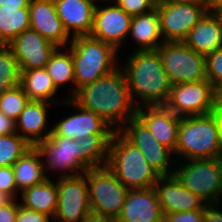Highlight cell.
I'll list each match as a JSON object with an SVG mask.
<instances>
[{"label": "cell", "instance_id": "cell-1", "mask_svg": "<svg viewBox=\"0 0 222 222\" xmlns=\"http://www.w3.org/2000/svg\"><path fill=\"white\" fill-rule=\"evenodd\" d=\"M71 99L81 108L98 114L115 131L135 118L138 109L120 66L79 88Z\"/></svg>", "mask_w": 222, "mask_h": 222}, {"label": "cell", "instance_id": "cell-2", "mask_svg": "<svg viewBox=\"0 0 222 222\" xmlns=\"http://www.w3.org/2000/svg\"><path fill=\"white\" fill-rule=\"evenodd\" d=\"M122 62L127 86L134 103L140 106L164 105L171 83L157 50L132 51Z\"/></svg>", "mask_w": 222, "mask_h": 222}, {"label": "cell", "instance_id": "cell-3", "mask_svg": "<svg viewBox=\"0 0 222 222\" xmlns=\"http://www.w3.org/2000/svg\"><path fill=\"white\" fill-rule=\"evenodd\" d=\"M68 47L73 57L76 92L120 66L118 50L90 35L72 38Z\"/></svg>", "mask_w": 222, "mask_h": 222}, {"label": "cell", "instance_id": "cell-4", "mask_svg": "<svg viewBox=\"0 0 222 222\" xmlns=\"http://www.w3.org/2000/svg\"><path fill=\"white\" fill-rule=\"evenodd\" d=\"M107 166L128 189L154 187L160 176L142 152L119 131H115L110 140Z\"/></svg>", "mask_w": 222, "mask_h": 222}, {"label": "cell", "instance_id": "cell-5", "mask_svg": "<svg viewBox=\"0 0 222 222\" xmlns=\"http://www.w3.org/2000/svg\"><path fill=\"white\" fill-rule=\"evenodd\" d=\"M174 156L176 160L222 157L220 135L210 113L181 117Z\"/></svg>", "mask_w": 222, "mask_h": 222}, {"label": "cell", "instance_id": "cell-6", "mask_svg": "<svg viewBox=\"0 0 222 222\" xmlns=\"http://www.w3.org/2000/svg\"><path fill=\"white\" fill-rule=\"evenodd\" d=\"M174 175L207 204L221 203L222 157L176 160Z\"/></svg>", "mask_w": 222, "mask_h": 222}, {"label": "cell", "instance_id": "cell-7", "mask_svg": "<svg viewBox=\"0 0 222 222\" xmlns=\"http://www.w3.org/2000/svg\"><path fill=\"white\" fill-rule=\"evenodd\" d=\"M86 178L91 212L118 219L129 189L107 165L88 169Z\"/></svg>", "mask_w": 222, "mask_h": 222}, {"label": "cell", "instance_id": "cell-8", "mask_svg": "<svg viewBox=\"0 0 222 222\" xmlns=\"http://www.w3.org/2000/svg\"><path fill=\"white\" fill-rule=\"evenodd\" d=\"M172 85L206 79L205 56L184 42H163L156 49Z\"/></svg>", "mask_w": 222, "mask_h": 222}, {"label": "cell", "instance_id": "cell-9", "mask_svg": "<svg viewBox=\"0 0 222 222\" xmlns=\"http://www.w3.org/2000/svg\"><path fill=\"white\" fill-rule=\"evenodd\" d=\"M37 149L42 154L44 175L51 179L47 172H59V178L84 174L88 168L82 163V148L75 139L62 135H50ZM46 159V160H45ZM62 171V172H61Z\"/></svg>", "mask_w": 222, "mask_h": 222}, {"label": "cell", "instance_id": "cell-10", "mask_svg": "<svg viewBox=\"0 0 222 222\" xmlns=\"http://www.w3.org/2000/svg\"><path fill=\"white\" fill-rule=\"evenodd\" d=\"M156 8L164 41L183 42L208 11V3L157 2Z\"/></svg>", "mask_w": 222, "mask_h": 222}, {"label": "cell", "instance_id": "cell-11", "mask_svg": "<svg viewBox=\"0 0 222 222\" xmlns=\"http://www.w3.org/2000/svg\"><path fill=\"white\" fill-rule=\"evenodd\" d=\"M217 99V90L207 80L171 85L164 106L179 117L209 114Z\"/></svg>", "mask_w": 222, "mask_h": 222}, {"label": "cell", "instance_id": "cell-12", "mask_svg": "<svg viewBox=\"0 0 222 222\" xmlns=\"http://www.w3.org/2000/svg\"><path fill=\"white\" fill-rule=\"evenodd\" d=\"M118 131L142 152L146 161L160 176L174 174V153L159 143L137 117L126 122Z\"/></svg>", "mask_w": 222, "mask_h": 222}, {"label": "cell", "instance_id": "cell-13", "mask_svg": "<svg viewBox=\"0 0 222 222\" xmlns=\"http://www.w3.org/2000/svg\"><path fill=\"white\" fill-rule=\"evenodd\" d=\"M54 222H82L91 213L86 172L59 178Z\"/></svg>", "mask_w": 222, "mask_h": 222}, {"label": "cell", "instance_id": "cell-14", "mask_svg": "<svg viewBox=\"0 0 222 222\" xmlns=\"http://www.w3.org/2000/svg\"><path fill=\"white\" fill-rule=\"evenodd\" d=\"M132 16L125 13L116 3L97 5L94 11L90 36L102 40L118 51L128 39Z\"/></svg>", "mask_w": 222, "mask_h": 222}, {"label": "cell", "instance_id": "cell-15", "mask_svg": "<svg viewBox=\"0 0 222 222\" xmlns=\"http://www.w3.org/2000/svg\"><path fill=\"white\" fill-rule=\"evenodd\" d=\"M61 103L65 104L66 107H74L77 112L64 116V119L54 123L50 135L83 139L90 134H113L115 132L98 114L81 108L71 98H67Z\"/></svg>", "mask_w": 222, "mask_h": 222}, {"label": "cell", "instance_id": "cell-16", "mask_svg": "<svg viewBox=\"0 0 222 222\" xmlns=\"http://www.w3.org/2000/svg\"><path fill=\"white\" fill-rule=\"evenodd\" d=\"M8 47L12 50L20 70L45 68L58 48L32 29L22 32Z\"/></svg>", "mask_w": 222, "mask_h": 222}, {"label": "cell", "instance_id": "cell-17", "mask_svg": "<svg viewBox=\"0 0 222 222\" xmlns=\"http://www.w3.org/2000/svg\"><path fill=\"white\" fill-rule=\"evenodd\" d=\"M154 189L163 214L204 210V206L207 204L184 187L174 174L159 176L154 184Z\"/></svg>", "mask_w": 222, "mask_h": 222}, {"label": "cell", "instance_id": "cell-18", "mask_svg": "<svg viewBox=\"0 0 222 222\" xmlns=\"http://www.w3.org/2000/svg\"><path fill=\"white\" fill-rule=\"evenodd\" d=\"M28 9L30 29L57 47L65 48L70 44L72 37L64 29L53 0H30Z\"/></svg>", "mask_w": 222, "mask_h": 222}, {"label": "cell", "instance_id": "cell-19", "mask_svg": "<svg viewBox=\"0 0 222 222\" xmlns=\"http://www.w3.org/2000/svg\"><path fill=\"white\" fill-rule=\"evenodd\" d=\"M136 117L163 146L175 153L181 117L164 105L140 106Z\"/></svg>", "mask_w": 222, "mask_h": 222}, {"label": "cell", "instance_id": "cell-20", "mask_svg": "<svg viewBox=\"0 0 222 222\" xmlns=\"http://www.w3.org/2000/svg\"><path fill=\"white\" fill-rule=\"evenodd\" d=\"M162 216L154 187L129 189L117 222H162Z\"/></svg>", "mask_w": 222, "mask_h": 222}, {"label": "cell", "instance_id": "cell-21", "mask_svg": "<svg viewBox=\"0 0 222 222\" xmlns=\"http://www.w3.org/2000/svg\"><path fill=\"white\" fill-rule=\"evenodd\" d=\"M52 103L30 100L25 109L15 121L16 133L25 139L32 147L42 143L52 132L49 128L48 108ZM49 128V129H48Z\"/></svg>", "mask_w": 222, "mask_h": 222}, {"label": "cell", "instance_id": "cell-22", "mask_svg": "<svg viewBox=\"0 0 222 222\" xmlns=\"http://www.w3.org/2000/svg\"><path fill=\"white\" fill-rule=\"evenodd\" d=\"M64 29L72 38L90 35L95 6L87 0H53ZM72 33V34H71Z\"/></svg>", "mask_w": 222, "mask_h": 222}, {"label": "cell", "instance_id": "cell-23", "mask_svg": "<svg viewBox=\"0 0 222 222\" xmlns=\"http://www.w3.org/2000/svg\"><path fill=\"white\" fill-rule=\"evenodd\" d=\"M196 53L207 56L222 47V22L217 13L207 11L183 41Z\"/></svg>", "mask_w": 222, "mask_h": 222}, {"label": "cell", "instance_id": "cell-24", "mask_svg": "<svg viewBox=\"0 0 222 222\" xmlns=\"http://www.w3.org/2000/svg\"><path fill=\"white\" fill-rule=\"evenodd\" d=\"M128 37L135 41V51L156 50L164 41L157 8L132 17Z\"/></svg>", "mask_w": 222, "mask_h": 222}, {"label": "cell", "instance_id": "cell-25", "mask_svg": "<svg viewBox=\"0 0 222 222\" xmlns=\"http://www.w3.org/2000/svg\"><path fill=\"white\" fill-rule=\"evenodd\" d=\"M20 205L46 214L54 219L57 210V181L46 179L43 183L24 189L21 193Z\"/></svg>", "mask_w": 222, "mask_h": 222}, {"label": "cell", "instance_id": "cell-26", "mask_svg": "<svg viewBox=\"0 0 222 222\" xmlns=\"http://www.w3.org/2000/svg\"><path fill=\"white\" fill-rule=\"evenodd\" d=\"M20 71V85L30 100L46 101L55 104L63 102L68 98H61L59 99L60 101L58 99L54 100L58 89L55 87L52 78L48 75L45 68Z\"/></svg>", "mask_w": 222, "mask_h": 222}, {"label": "cell", "instance_id": "cell-27", "mask_svg": "<svg viewBox=\"0 0 222 222\" xmlns=\"http://www.w3.org/2000/svg\"><path fill=\"white\" fill-rule=\"evenodd\" d=\"M16 187L19 192L34 185L43 183L44 175L42 154L37 147H32L12 166Z\"/></svg>", "mask_w": 222, "mask_h": 222}, {"label": "cell", "instance_id": "cell-28", "mask_svg": "<svg viewBox=\"0 0 222 222\" xmlns=\"http://www.w3.org/2000/svg\"><path fill=\"white\" fill-rule=\"evenodd\" d=\"M62 50V47H58L54 51L50 60L45 65V69L58 90L61 86L71 83L72 93L71 95L69 93L71 97L68 96V98H72L76 94L73 57L69 48L66 51Z\"/></svg>", "mask_w": 222, "mask_h": 222}, {"label": "cell", "instance_id": "cell-29", "mask_svg": "<svg viewBox=\"0 0 222 222\" xmlns=\"http://www.w3.org/2000/svg\"><path fill=\"white\" fill-rule=\"evenodd\" d=\"M30 29L29 9L0 6V43L8 46L18 35Z\"/></svg>", "mask_w": 222, "mask_h": 222}, {"label": "cell", "instance_id": "cell-30", "mask_svg": "<svg viewBox=\"0 0 222 222\" xmlns=\"http://www.w3.org/2000/svg\"><path fill=\"white\" fill-rule=\"evenodd\" d=\"M113 134H90L75 139L82 148V163L88 168L103 167L108 162L109 143Z\"/></svg>", "mask_w": 222, "mask_h": 222}, {"label": "cell", "instance_id": "cell-31", "mask_svg": "<svg viewBox=\"0 0 222 222\" xmlns=\"http://www.w3.org/2000/svg\"><path fill=\"white\" fill-rule=\"evenodd\" d=\"M21 71L12 50L5 45L0 47V92L20 84Z\"/></svg>", "mask_w": 222, "mask_h": 222}, {"label": "cell", "instance_id": "cell-32", "mask_svg": "<svg viewBox=\"0 0 222 222\" xmlns=\"http://www.w3.org/2000/svg\"><path fill=\"white\" fill-rule=\"evenodd\" d=\"M31 148L18 133L0 135V167L13 166Z\"/></svg>", "mask_w": 222, "mask_h": 222}, {"label": "cell", "instance_id": "cell-33", "mask_svg": "<svg viewBox=\"0 0 222 222\" xmlns=\"http://www.w3.org/2000/svg\"><path fill=\"white\" fill-rule=\"evenodd\" d=\"M30 99L24 93L22 86L0 92V111L7 117L16 121Z\"/></svg>", "mask_w": 222, "mask_h": 222}, {"label": "cell", "instance_id": "cell-34", "mask_svg": "<svg viewBox=\"0 0 222 222\" xmlns=\"http://www.w3.org/2000/svg\"><path fill=\"white\" fill-rule=\"evenodd\" d=\"M206 79L218 90L222 86V47L205 57Z\"/></svg>", "mask_w": 222, "mask_h": 222}, {"label": "cell", "instance_id": "cell-35", "mask_svg": "<svg viewBox=\"0 0 222 222\" xmlns=\"http://www.w3.org/2000/svg\"><path fill=\"white\" fill-rule=\"evenodd\" d=\"M157 2V0H117L116 4L133 17L154 9Z\"/></svg>", "mask_w": 222, "mask_h": 222}, {"label": "cell", "instance_id": "cell-36", "mask_svg": "<svg viewBox=\"0 0 222 222\" xmlns=\"http://www.w3.org/2000/svg\"><path fill=\"white\" fill-rule=\"evenodd\" d=\"M0 190L7 193L12 199H18L16 197H18L19 191H17L12 166L0 167Z\"/></svg>", "mask_w": 222, "mask_h": 222}, {"label": "cell", "instance_id": "cell-37", "mask_svg": "<svg viewBox=\"0 0 222 222\" xmlns=\"http://www.w3.org/2000/svg\"><path fill=\"white\" fill-rule=\"evenodd\" d=\"M162 222H203V210L163 214Z\"/></svg>", "mask_w": 222, "mask_h": 222}, {"label": "cell", "instance_id": "cell-38", "mask_svg": "<svg viewBox=\"0 0 222 222\" xmlns=\"http://www.w3.org/2000/svg\"><path fill=\"white\" fill-rule=\"evenodd\" d=\"M52 220L53 219L50 216L37 212L33 209L23 207L18 202L17 217L15 222H53Z\"/></svg>", "mask_w": 222, "mask_h": 222}, {"label": "cell", "instance_id": "cell-39", "mask_svg": "<svg viewBox=\"0 0 222 222\" xmlns=\"http://www.w3.org/2000/svg\"><path fill=\"white\" fill-rule=\"evenodd\" d=\"M220 203H208L204 206L203 222H222Z\"/></svg>", "mask_w": 222, "mask_h": 222}, {"label": "cell", "instance_id": "cell-40", "mask_svg": "<svg viewBox=\"0 0 222 222\" xmlns=\"http://www.w3.org/2000/svg\"><path fill=\"white\" fill-rule=\"evenodd\" d=\"M13 199L7 205L0 206V222H15L17 217L18 202Z\"/></svg>", "mask_w": 222, "mask_h": 222}, {"label": "cell", "instance_id": "cell-41", "mask_svg": "<svg viewBox=\"0 0 222 222\" xmlns=\"http://www.w3.org/2000/svg\"><path fill=\"white\" fill-rule=\"evenodd\" d=\"M210 115L214 118L219 135L220 144L222 146V100L216 99L210 110Z\"/></svg>", "mask_w": 222, "mask_h": 222}, {"label": "cell", "instance_id": "cell-42", "mask_svg": "<svg viewBox=\"0 0 222 222\" xmlns=\"http://www.w3.org/2000/svg\"><path fill=\"white\" fill-rule=\"evenodd\" d=\"M16 133L15 121L0 111V135Z\"/></svg>", "mask_w": 222, "mask_h": 222}, {"label": "cell", "instance_id": "cell-43", "mask_svg": "<svg viewBox=\"0 0 222 222\" xmlns=\"http://www.w3.org/2000/svg\"><path fill=\"white\" fill-rule=\"evenodd\" d=\"M30 0H0L1 7L28 9Z\"/></svg>", "mask_w": 222, "mask_h": 222}, {"label": "cell", "instance_id": "cell-44", "mask_svg": "<svg viewBox=\"0 0 222 222\" xmlns=\"http://www.w3.org/2000/svg\"><path fill=\"white\" fill-rule=\"evenodd\" d=\"M82 222H117V219L91 212L84 218Z\"/></svg>", "mask_w": 222, "mask_h": 222}, {"label": "cell", "instance_id": "cell-45", "mask_svg": "<svg viewBox=\"0 0 222 222\" xmlns=\"http://www.w3.org/2000/svg\"><path fill=\"white\" fill-rule=\"evenodd\" d=\"M222 10V0H208V11L218 13Z\"/></svg>", "mask_w": 222, "mask_h": 222}, {"label": "cell", "instance_id": "cell-46", "mask_svg": "<svg viewBox=\"0 0 222 222\" xmlns=\"http://www.w3.org/2000/svg\"><path fill=\"white\" fill-rule=\"evenodd\" d=\"M158 2L171 3H208V0H157Z\"/></svg>", "mask_w": 222, "mask_h": 222}, {"label": "cell", "instance_id": "cell-47", "mask_svg": "<svg viewBox=\"0 0 222 222\" xmlns=\"http://www.w3.org/2000/svg\"><path fill=\"white\" fill-rule=\"evenodd\" d=\"M13 199L5 192H2L0 190V206L7 205L10 203Z\"/></svg>", "mask_w": 222, "mask_h": 222}, {"label": "cell", "instance_id": "cell-48", "mask_svg": "<svg viewBox=\"0 0 222 222\" xmlns=\"http://www.w3.org/2000/svg\"><path fill=\"white\" fill-rule=\"evenodd\" d=\"M88 2H90V3H92L95 7L97 6V4H98V1H100L101 3L104 1H106L105 3H107V4H115L116 3V1L117 0H87ZM109 1V2H108ZM111 1H112V3H111Z\"/></svg>", "mask_w": 222, "mask_h": 222}, {"label": "cell", "instance_id": "cell-49", "mask_svg": "<svg viewBox=\"0 0 222 222\" xmlns=\"http://www.w3.org/2000/svg\"><path fill=\"white\" fill-rule=\"evenodd\" d=\"M217 98L222 100V86L217 90Z\"/></svg>", "mask_w": 222, "mask_h": 222}, {"label": "cell", "instance_id": "cell-50", "mask_svg": "<svg viewBox=\"0 0 222 222\" xmlns=\"http://www.w3.org/2000/svg\"><path fill=\"white\" fill-rule=\"evenodd\" d=\"M217 14L219 15L221 22H222V10H220Z\"/></svg>", "mask_w": 222, "mask_h": 222}]
</instances>
